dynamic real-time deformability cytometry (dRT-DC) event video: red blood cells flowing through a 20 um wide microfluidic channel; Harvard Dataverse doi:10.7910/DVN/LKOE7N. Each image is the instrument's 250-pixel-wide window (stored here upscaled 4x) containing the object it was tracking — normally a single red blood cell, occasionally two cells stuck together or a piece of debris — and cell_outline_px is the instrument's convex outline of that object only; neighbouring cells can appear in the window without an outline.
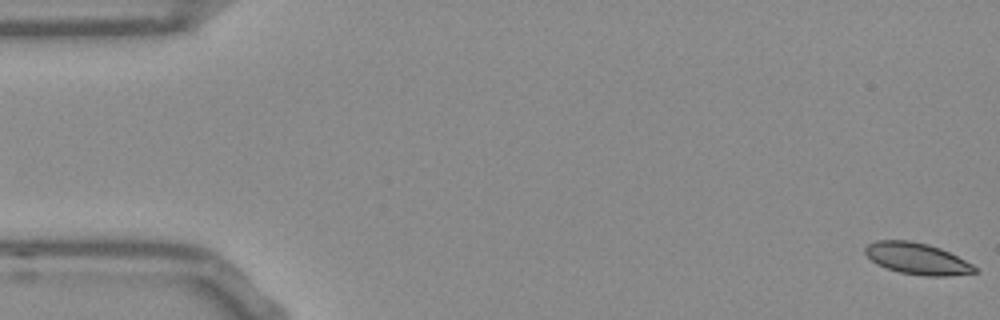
{"species": "Egyptian fruit bat (a non-hibernating species)", "species_latin": "Rousettus aegyptiacus", "temperature_condition": "room temperature", "stored_images_in_passage": 8, "camera_frame_rate_fps": 3000, "um_per_image_px": 0.085, "frame": {"image": 1, "passage_image": 1, "time_ms": 0.0, "image_size_px": [1000, 320], "cell_outline_px": [[980, 272], [948, 276], [924, 276], [900, 272], [876, 264], [864, 252], [864, 248], [868, 244], [876, 240], [908, 240], [928, 244], [940, 248], [972, 264]], "centroid_in_image_um": [77.95, 21.98], "position_along_channel_um": 7.1, "area_um2": 20.0}}